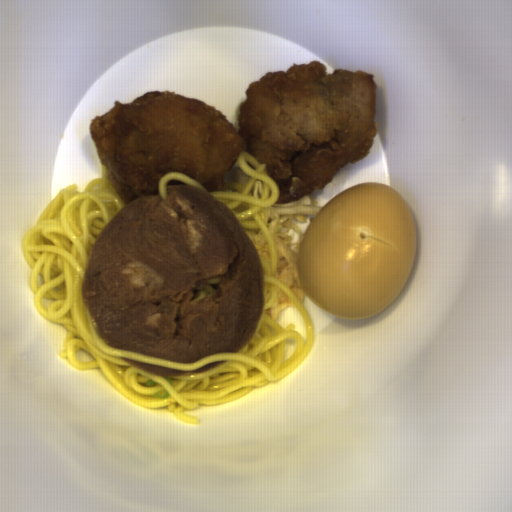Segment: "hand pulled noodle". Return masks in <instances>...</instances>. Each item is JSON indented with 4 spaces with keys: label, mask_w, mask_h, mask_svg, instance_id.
I'll return each instance as SVG.
<instances>
[{
    "label": "hand pulled noodle",
    "mask_w": 512,
    "mask_h": 512,
    "mask_svg": "<svg viewBox=\"0 0 512 512\" xmlns=\"http://www.w3.org/2000/svg\"><path fill=\"white\" fill-rule=\"evenodd\" d=\"M238 163L249 178L245 186L240 181H231L223 190H207L187 173L178 171L168 172L158 181L161 199H168L170 180H180L217 199L235 216L258 251L264 278V306L253 337L237 352L214 353L193 363H177L105 343L85 309L81 286L89 255L102 228L128 204L117 193L103 165L101 178L90 181L84 191H79L76 183L63 188L21 243L22 256L31 270L30 288L39 316L66 329L60 357L80 371L100 368L114 388L137 406L164 409L185 424L201 425L199 417L190 416L185 410L232 403L255 389L283 380L302 365L314 345L315 328L309 311L278 278L277 245L268 226V207L279 199L278 184L266 163L261 164L250 151L240 153ZM281 289L305 324V346L293 324L285 329L266 314ZM290 337L297 341L296 350L282 363L285 342ZM80 348L96 360L76 359ZM122 357L180 371H195L214 361H227L197 375L170 377L171 386L166 376L143 371ZM150 378L157 383L155 386H147ZM166 390L170 397L154 396L158 391L164 395Z\"/></svg>",
    "instance_id": "14784b9a"
},
{
    "label": "hand pulled noodle",
    "mask_w": 512,
    "mask_h": 512,
    "mask_svg": "<svg viewBox=\"0 0 512 512\" xmlns=\"http://www.w3.org/2000/svg\"><path fill=\"white\" fill-rule=\"evenodd\" d=\"M221 280L222 278L220 275H216L208 279L204 287L198 292H196V296L190 302H194L203 298H208L209 296L214 294L218 290Z\"/></svg>",
    "instance_id": "772679e5"
}]
</instances>
